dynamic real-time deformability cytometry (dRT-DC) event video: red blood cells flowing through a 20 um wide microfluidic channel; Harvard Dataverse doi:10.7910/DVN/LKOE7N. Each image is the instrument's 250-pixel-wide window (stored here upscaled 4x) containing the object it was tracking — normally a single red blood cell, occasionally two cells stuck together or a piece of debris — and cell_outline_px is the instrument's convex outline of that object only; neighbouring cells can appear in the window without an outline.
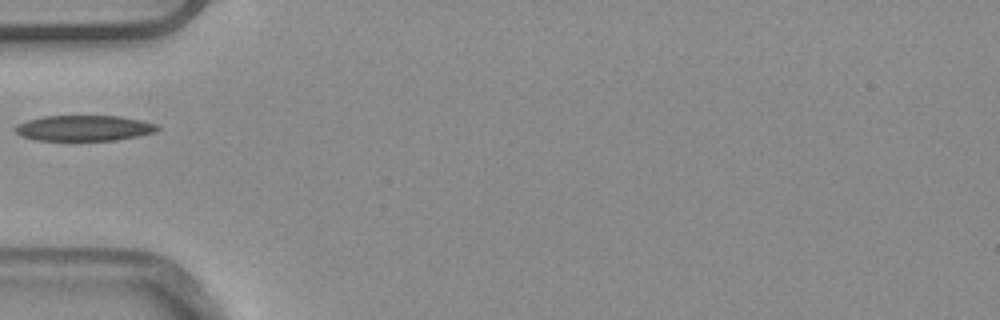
{"species": "common noctule bat (a hibernating species)", "species_latin": "Nyctalus noctula", "temperature_condition": "warm", "stored_images_in_passage": 6, "camera_frame_rate_fps": 3000, "um_per_image_px": 0.085, "animal": {"sex": "male", "body_mass_g": 20.4}, "frame": {"image": 1, "passage_image": 5, "time_ms": 1.333, "image_size_px": [1000, 320], "cell_outline_px": [[160, 128], [152, 132], [136, 136], [116, 140], [36, 140], [20, 136], [16, 132], [16, 124], [28, 120], [44, 116], [120, 116], [140, 120], [156, 124]], "centroid_in_image_um": [7.11, 10.88], "position_along_channel_um": 77.9, "area_um2": 20.98}}
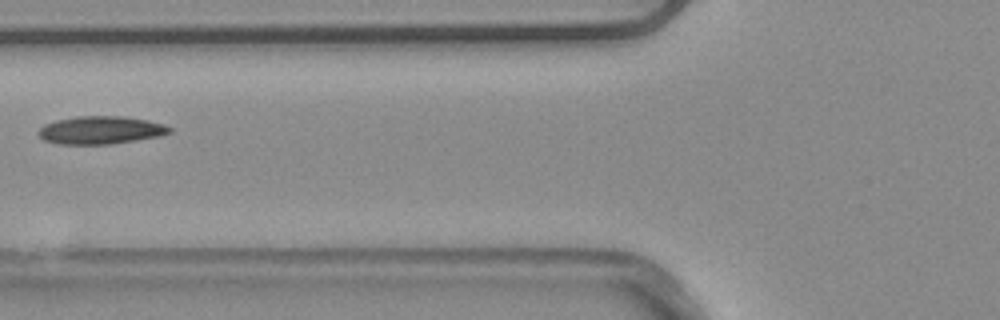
{"frame": {"image": 2, "passage_image": 6, "time_ms": 1.667, "image_size_px": [1000, 320], "cell_outline_px": [[172, 132], [160, 136], [112, 144], [56, 144], [44, 140], [36, 132], [44, 124], [56, 120], [76, 116], [124, 116], [148, 120], [164, 124], [172, 128]], "centroid_in_image_um": [8.56, 11.06], "position_along_channel_um": 117.2, "area_um2": 21.5}}